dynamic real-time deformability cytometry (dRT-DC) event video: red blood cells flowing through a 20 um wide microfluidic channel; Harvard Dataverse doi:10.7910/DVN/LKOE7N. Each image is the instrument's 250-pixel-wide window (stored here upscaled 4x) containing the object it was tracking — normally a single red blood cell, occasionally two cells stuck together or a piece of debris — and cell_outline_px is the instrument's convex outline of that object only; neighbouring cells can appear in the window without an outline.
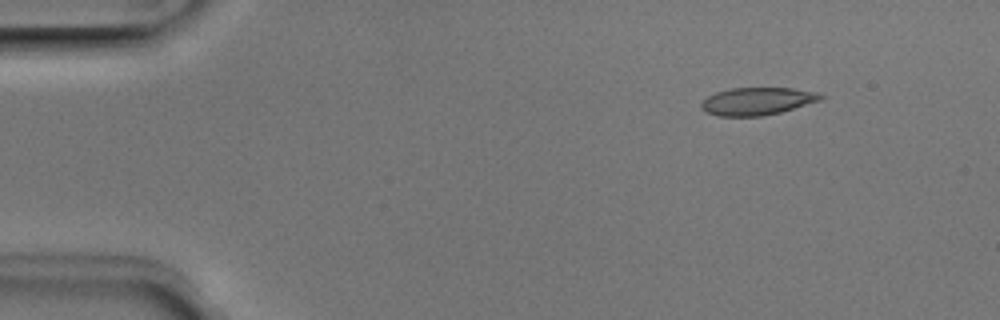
{"species": "Egyptian fruit bat (a non-hibernating species)", "species_latin": "Rousettus aegyptiacus", "temperature_condition": "room temperature", "stored_images_in_passage": 7, "camera_frame_rate_fps": 3000, "um_per_image_px": 0.085, "animal": {"sex": "male"}, "frame": {"image": 1, "passage_image": 2, "time_ms": 0.333, "image_size_px": [1000, 320], "cell_outline_px": [[824, 100], [780, 112], [760, 116], [716, 116], [704, 112], [700, 108], [700, 104], [708, 96], [716, 92], [732, 88], [792, 88], [820, 92], [824, 96]], "centroid_in_image_um": [64.39, 8.6], "position_along_channel_um": 20.6, "area_um2": 19.42}}
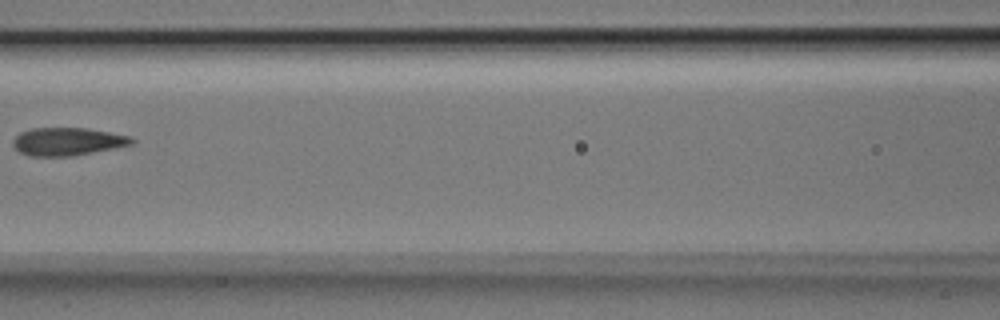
{"frame": {"image": 2, "passage_image": 6, "time_ms": 1.667, "image_size_px": [1000, 320], "cell_outline_px": [[136, 140], [132, 144], [116, 148], [72, 156], [28, 156], [20, 152], [12, 144], [12, 140], [20, 132], [32, 128], [88, 128], [132, 136]], "centroid_in_image_um": [5.76, 12.03], "position_along_channel_um": 160.8, "area_um2": 19.48}}
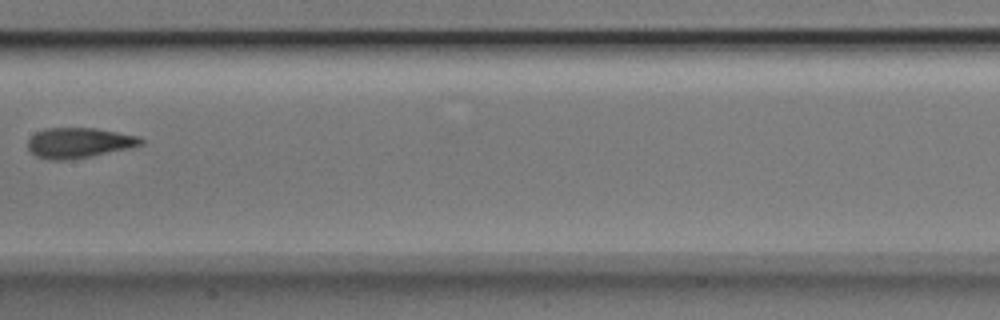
{"frame": {"image": 3, "passage_image": 7, "time_ms": 2.0, "image_size_px": [1000, 320], "cell_outline_px": [[144, 144], [132, 148], [88, 156], [64, 160], [52, 160], [36, 156], [28, 148], [28, 140], [36, 132], [48, 128], [96, 128], [140, 136], [144, 140]], "centroid_in_image_um": [6.76, 12.13], "position_along_channel_um": 200.6, "area_um2": 19.83}}